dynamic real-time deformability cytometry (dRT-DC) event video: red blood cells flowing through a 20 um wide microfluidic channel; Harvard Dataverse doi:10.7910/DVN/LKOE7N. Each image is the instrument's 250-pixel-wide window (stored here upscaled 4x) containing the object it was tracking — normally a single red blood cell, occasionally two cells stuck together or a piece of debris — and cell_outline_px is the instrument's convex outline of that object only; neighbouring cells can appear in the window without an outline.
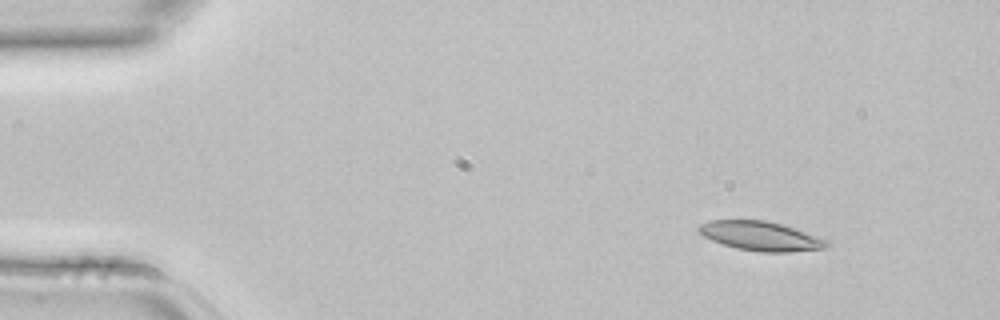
{"species": "common noctule bat (a hibernating species)", "species_latin": "Nyctalus noctula", "temperature_condition": "room temperature", "stored_images_in_passage": 3, "camera_frame_rate_fps": 3000, "um_per_image_px": 0.085, "animal": {"sex": "female", "body_mass_g": 22.7, "forearm_length_mm": 54.2}, "frame": {"image": 1, "passage_image": 1, "time_ms": 0.0, "image_size_px": [1000, 320], "cell_outline_px": [[832, 244], [828, 248], [788, 252], [760, 252], [736, 248], [712, 240], [704, 236], [696, 228], [700, 224], [712, 220], [768, 220], [784, 224], [828, 240]], "centroid_in_image_um": [64.71, 20.06], "position_along_channel_um": 20.3, "area_um2": 21.96}}
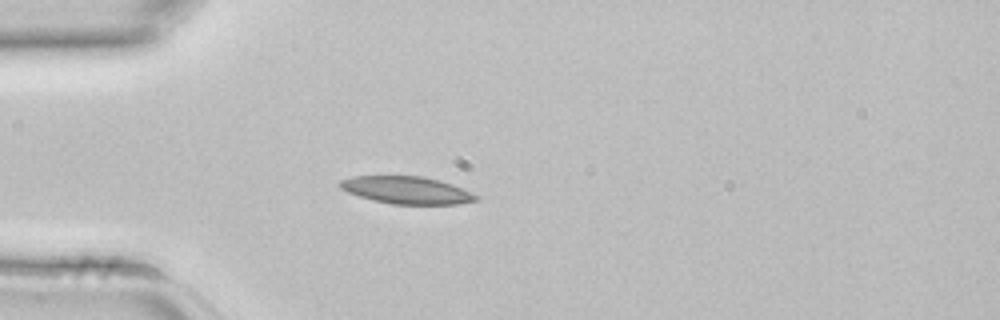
{"frame": {"image": 2, "passage_image": 3, "time_ms": 0.667, "image_size_px": [1000, 320], "cell_outline_px": [[480, 200], [456, 204], [392, 204], [372, 200], [348, 192], [340, 188], [336, 184], [340, 180], [352, 176], [424, 176], [440, 180], [452, 184], [472, 192], [480, 196]], "centroid_in_image_um": [34.58, 16.16], "position_along_channel_um": 50.4, "area_um2": 21.91}}